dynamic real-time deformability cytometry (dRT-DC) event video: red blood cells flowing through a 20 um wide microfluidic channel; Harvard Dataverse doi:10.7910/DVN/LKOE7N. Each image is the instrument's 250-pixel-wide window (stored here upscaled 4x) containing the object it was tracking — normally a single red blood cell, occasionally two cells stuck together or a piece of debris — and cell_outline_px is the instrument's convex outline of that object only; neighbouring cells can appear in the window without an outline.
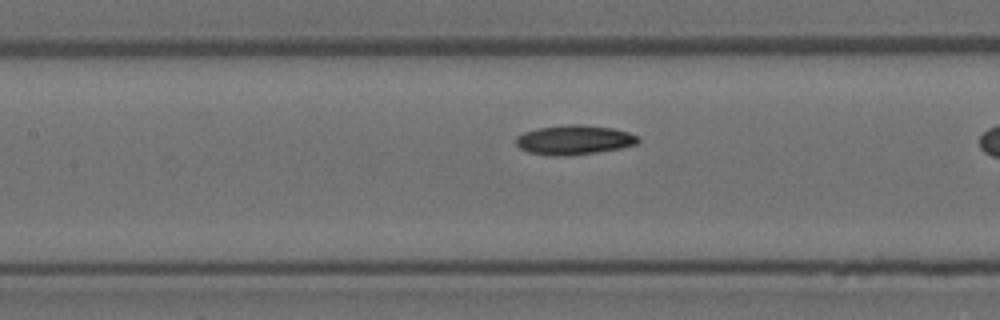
{"species": "Egyptian fruit bat (a non-hibernating species)", "species_latin": "Rousettus aegyptiacus", "temperature_condition": "room temperature", "stored_images_in_passage": 31, "camera_frame_rate_fps": 3000, "um_per_image_px": 0.085, "animal": {"sex": "female"}, "frame": {"image": 1, "passage_image": 14, "time_ms": 4.333, "image_size_px": [1000, 320], "cell_outline_px": [[640, 140], [636, 144], [620, 148], [596, 152], [564, 156], [552, 156], [528, 152], [520, 148], [516, 144], [516, 136], [524, 132], [536, 128], [564, 124], [580, 124], [612, 128], [628, 132], [640, 136]], "centroid_in_image_um": [48.79, 11.88], "position_along_channel_um": 158.6, "area_um2": 21.1}}
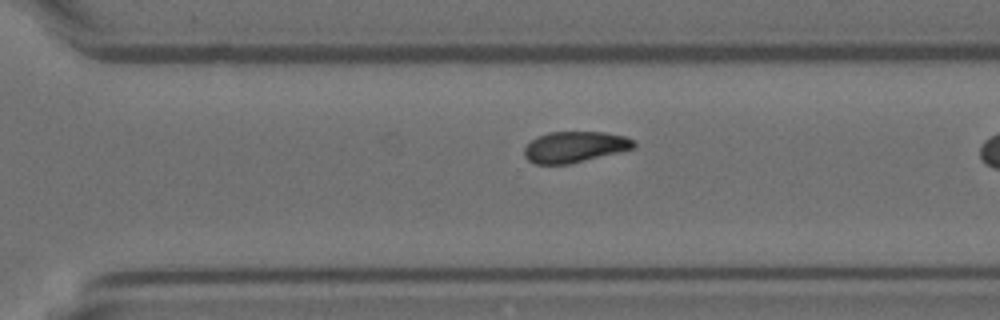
{"frame": {"image": 2, "passage_image": 27, "time_ms": 8.667, "image_size_px": [1000, 320], "cell_outline_px": [[636, 148], [568, 164], [536, 164], [528, 160], [524, 156], [524, 148], [536, 136], [548, 132], [604, 132], [624, 136], [636, 140]], "centroid_in_image_um": [48.86, 12.48], "position_along_channel_um": 321.7, "area_um2": 19.83}}